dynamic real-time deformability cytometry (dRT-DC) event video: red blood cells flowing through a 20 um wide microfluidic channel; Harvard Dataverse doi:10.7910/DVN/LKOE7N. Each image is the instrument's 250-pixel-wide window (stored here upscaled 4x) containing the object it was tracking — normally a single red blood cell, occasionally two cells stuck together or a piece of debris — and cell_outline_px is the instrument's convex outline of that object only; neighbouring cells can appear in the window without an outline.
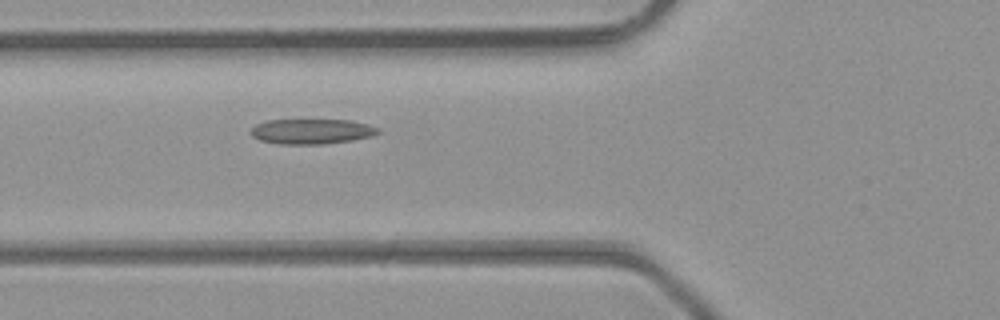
{"species": "common noctule bat (a hibernating species)", "species_latin": "Nyctalus noctula", "temperature_condition": "room temperature", "stored_images_in_passage": 2, "camera_frame_rate_fps": 3000, "um_per_image_px": 0.085, "animal": {"sex": "male", "body_mass_g": 23.1, "forearm_length_mm": 52.7}, "frame": {"image": 1, "passage_image": 2, "time_ms": 0.333, "image_size_px": [1000, 320], "cell_outline_px": [[380, 132], [372, 136], [352, 140], [324, 144], [280, 144], [260, 140], [252, 136], [248, 132], [256, 124], [268, 120], [352, 120], [368, 124], [380, 128]], "centroid_in_image_um": [26.5, 11.17], "position_along_channel_um": 99.3, "area_um2": 18.73}}